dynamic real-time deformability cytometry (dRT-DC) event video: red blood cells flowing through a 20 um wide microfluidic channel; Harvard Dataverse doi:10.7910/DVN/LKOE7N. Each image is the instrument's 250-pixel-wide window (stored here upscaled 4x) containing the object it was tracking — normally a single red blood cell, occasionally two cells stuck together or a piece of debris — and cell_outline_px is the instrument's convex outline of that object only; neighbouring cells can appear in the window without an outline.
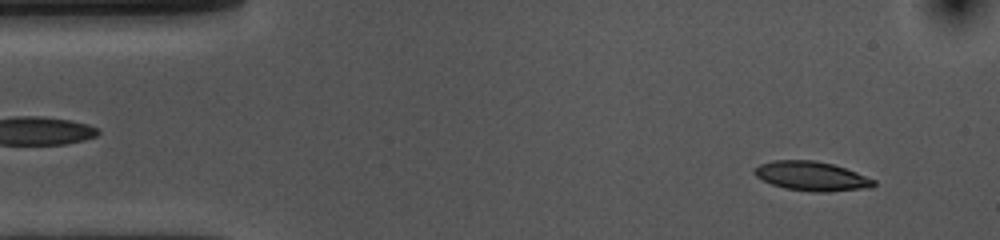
{"species": "common noctule bat (a hibernating species)", "species_latin": "Nyctalus noctula", "temperature_condition": "cold", "stored_images_in_passage": 52, "camera_frame_rate_fps": 3000, "um_per_image_px": 0.085, "animal": {"sex": "female", "body_mass_g": 10.0, "forearm_length_mm": 53.1}, "frame": {"image": 1, "passage_image": 3, "time_ms": 0.667, "image_size_px": [1000, 240], "cell_outline_px": [[876, 184], [872, 188], [828, 192], [812, 192], [784, 188], [772, 184], [756, 176], [752, 172], [760, 164], [776, 160], [816, 160], [832, 164], [856, 172], [876, 180]], "centroid_in_image_um": [69.02, 14.98], "position_along_channel_um": 16.0, "area_um2": 20.4}}
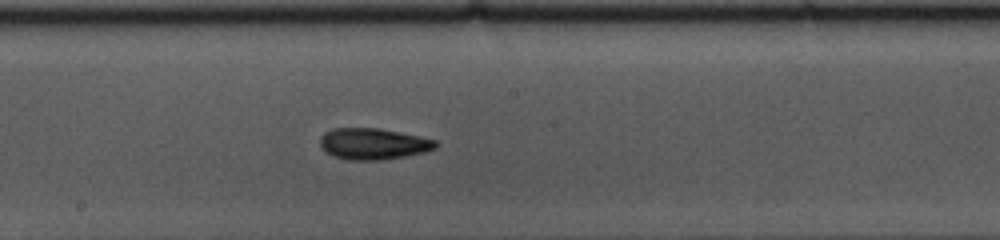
{"frame": {"image": 2, "passage_image": 26, "time_ms": 8.333, "image_size_px": [1000, 240], "cell_outline_px": [[440, 144], [436, 148], [424, 152], [404, 156], [380, 160], [348, 160], [332, 156], [320, 144], [320, 136], [324, 132], [332, 128], [376, 128], [436, 140]], "centroid_in_image_um": [31.7, 12.23], "position_along_channel_um": 216.5, "area_um2": 20.87}}
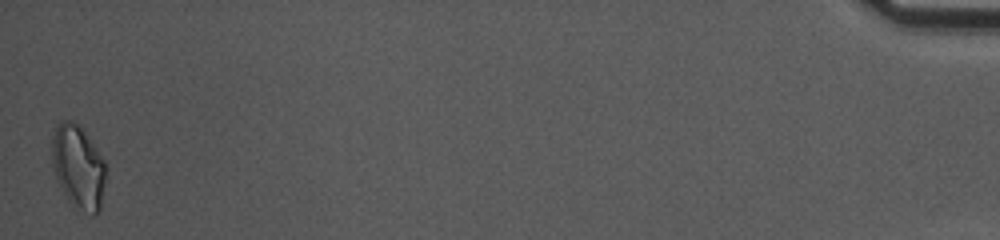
{"frame": {"image": 3, "passage_image": 52, "time_ms": 17.0, "image_size_px": [1000, 240], "cell_outline_px": [[104, 184], [100, 208], [92, 216], [76, 212], [72, 208], [56, 176], [52, 164], [52, 136], [60, 120], [72, 120], [84, 132], [96, 148], [104, 160]], "centroid_in_image_um": [6.63, 14.25], "position_along_channel_um": 428.6, "area_um2": 26.07}, "authors_computed_cell_mechanics": {"area_um2": 20.2878, "velocity_mm_per_s": 3.61, "shape_relaxation_time_tau1_ms": 6.7371, "shape_relaxation_time_tau2_ms": 3.0862, "deformation_change_tau1": 0.1469, "deformation_change_tau2": 0.0957}}